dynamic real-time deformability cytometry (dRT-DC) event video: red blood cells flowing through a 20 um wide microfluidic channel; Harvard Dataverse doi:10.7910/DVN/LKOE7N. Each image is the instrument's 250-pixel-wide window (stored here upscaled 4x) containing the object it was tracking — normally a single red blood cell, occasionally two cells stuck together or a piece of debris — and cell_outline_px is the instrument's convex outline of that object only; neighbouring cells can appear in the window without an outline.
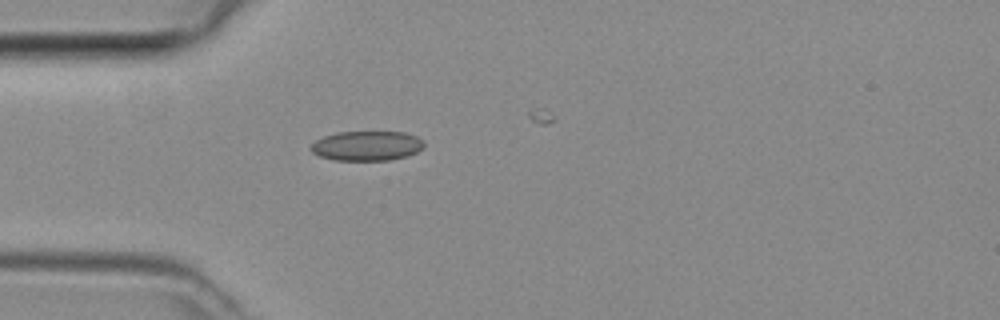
{"species": "common noctule bat (a hibernating species)", "species_latin": "Nyctalus noctula", "temperature_condition": "room temperature", "stored_images_in_passage": 1, "camera_frame_rate_fps": 3000, "um_per_image_px": 0.085, "animal": {"sex": "female", "body_mass_g": 29.2, "forearm_length_mm": 56.3}, "frame": {"image": 1, "passage_image": 1, "time_ms": 0.0, "image_size_px": [1000, 320], "cell_outline_px": [[424, 148], [408, 156], [388, 160], [336, 160], [320, 156], [312, 152], [308, 148], [316, 140], [324, 136], [336, 132], [404, 132], [416, 136], [424, 140]], "centroid_in_image_um": [31.19, 12.39], "position_along_channel_um": 53.8, "area_um2": 19.65}}